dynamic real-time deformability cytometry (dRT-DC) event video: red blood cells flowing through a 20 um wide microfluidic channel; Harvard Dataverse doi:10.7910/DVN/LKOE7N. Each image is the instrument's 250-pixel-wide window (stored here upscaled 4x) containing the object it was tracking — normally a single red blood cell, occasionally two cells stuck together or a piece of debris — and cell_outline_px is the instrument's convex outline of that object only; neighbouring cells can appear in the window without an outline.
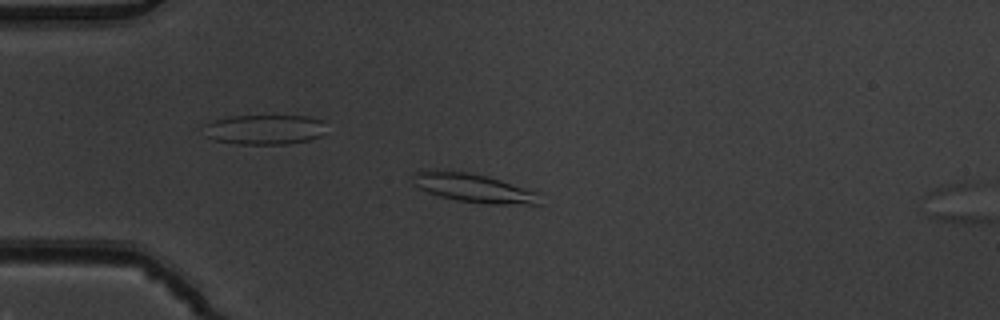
{"species": "common noctule bat (a hibernating species)", "species_latin": "Nyctalus noctula", "temperature_condition": "warm", "stored_images_in_passage": 6, "segment_of_instrument_passage": [1, 2], "camera_frame_rate_fps": 3000, "um_per_image_px": 0.085, "animal": {"sex": "male", "body_mass_g": 19.5, "forearm_length_mm": 54.6}, "frame": {"image": 1, "passage_image": 5, "time_ms": 1.333, "image_size_px": [1000, 320], "cell_outline_px": [[544, 204], [488, 204], [456, 200], [440, 196], [428, 192], [420, 188], [416, 184], [412, 176], [412, 172], [436, 168], [468, 172], [488, 176], [540, 192]], "centroid_in_image_um": [40.3, 15.96], "position_along_channel_um": 44.7, "area_um2": 21.73}}